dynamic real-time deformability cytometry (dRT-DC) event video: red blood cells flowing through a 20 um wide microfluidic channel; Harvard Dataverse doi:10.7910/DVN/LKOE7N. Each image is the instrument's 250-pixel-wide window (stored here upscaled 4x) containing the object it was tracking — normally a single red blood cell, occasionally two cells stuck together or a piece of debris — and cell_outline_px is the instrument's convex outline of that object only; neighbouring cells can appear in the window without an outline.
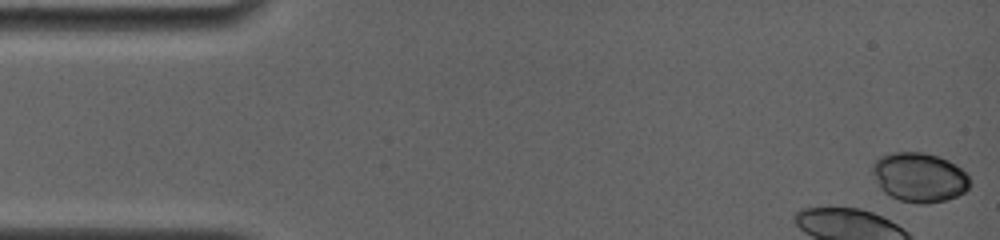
{"species": "common noctule bat (a hibernating species)", "species_latin": "Nyctalus noctula", "temperature_condition": "room temperature", "stored_images_in_passage": 8, "camera_frame_rate_fps": 4000, "um_per_image_px": 0.085, "animal": {"sex": "female", "body_mass_g": 19.0, "forearm_length_mm": 56.7}, "frame": {"image": 1, "passage_image": 1, "time_ms": 0.0, "image_size_px": [1000, 240], "cell_outline_px": [[968, 188], [964, 192], [956, 196], [944, 200], [928, 204], [916, 204], [900, 200], [884, 192], [880, 188], [872, 172], [872, 164], [880, 156], [892, 152], [924, 152], [948, 160], [956, 164], [968, 176]], "centroid_in_image_um": [78.12, 15.07], "position_along_channel_um": 6.9, "area_um2": 27.92}}